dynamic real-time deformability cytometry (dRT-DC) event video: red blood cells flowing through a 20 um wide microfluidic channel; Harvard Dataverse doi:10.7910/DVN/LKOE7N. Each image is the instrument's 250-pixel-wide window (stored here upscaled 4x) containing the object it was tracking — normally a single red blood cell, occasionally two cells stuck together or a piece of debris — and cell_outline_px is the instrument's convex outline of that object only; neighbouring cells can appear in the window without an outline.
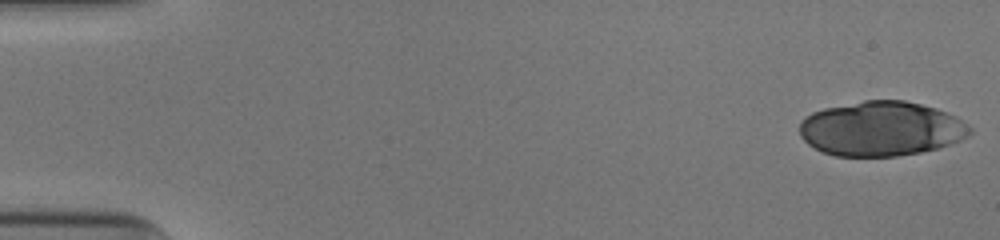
{"species": "human", "species_latin": "Homo sapiens", "temperature_condition": "cold", "stored_images_in_passage": 46, "camera_frame_rate_fps": 3000, "um_per_image_px": 0.085, "donor": {"sex": "male"}, "frame": {"image": 1, "passage_image": 1, "time_ms": 0.0, "image_size_px": [1000, 240], "cell_outline_px": [[972, 132], [968, 136], [960, 140], [936, 148], [920, 152], [896, 156], [836, 156], [824, 152], [808, 144], [800, 136], [800, 124], [812, 112], [824, 108], [864, 100], [904, 100], [936, 108], [956, 116], [972, 128]], "centroid_in_image_um": [74.91, 10.93], "position_along_channel_um": 10.1, "area_um2": 53.99}}
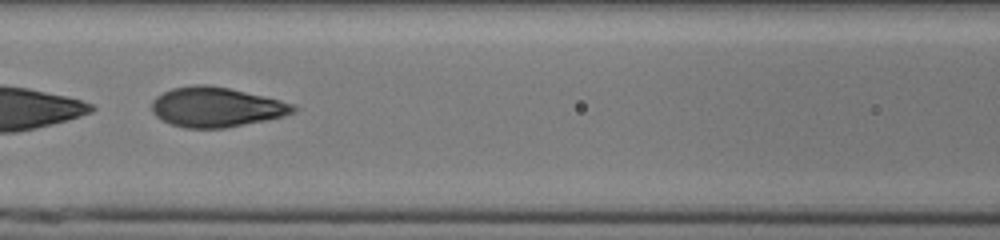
{"frame": {"image": 2, "passage_image": 24, "time_ms": 7.667, "image_size_px": [1000, 240], "cell_outline_px": [[300, 108], [296, 112], [284, 116], [224, 128], [184, 128], [160, 120], [152, 112], [152, 100], [156, 96], [172, 88], [196, 84], [204, 84], [228, 88], [280, 100], [292, 104]], "centroid_in_image_um": [18.36, 9.1], "position_along_channel_um": 148.2, "area_um2": 32.71}}
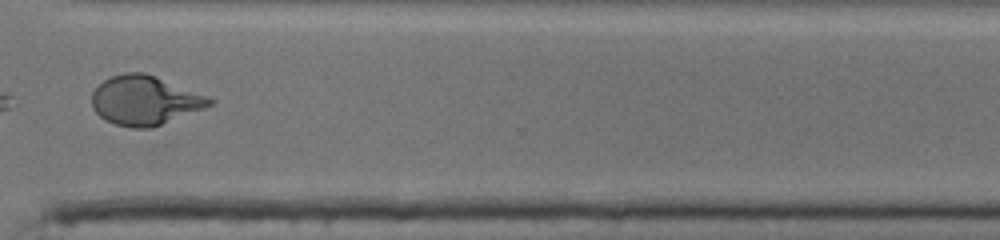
{"frame": {"image": 3, "passage_image": 40, "time_ms": 13.0, "image_size_px": [1000, 240], "cell_outline_px": [[216, 100], [212, 104], [204, 108], [152, 128], [132, 128], [116, 124], [104, 120], [92, 108], [92, 92], [104, 80], [112, 76], [124, 72], [144, 72], [212, 96]], "centroid_in_image_um": [12.34, 8.53], "position_along_channel_um": 358.3, "area_um2": 34.04}, "authors_computed_cell_mechanics": {"area_um2": 34.3332, "velocity_mm_per_s": 3.9413, "shape_relaxation_time_tau1_ms": 4.1926, "shape_relaxation_time_tau2_ms": null, "deformation_change_tau1": 0.2069, "deformation_change_tau2": null}}